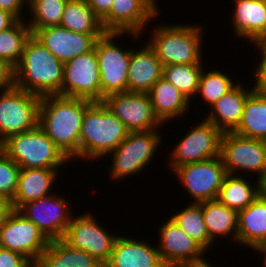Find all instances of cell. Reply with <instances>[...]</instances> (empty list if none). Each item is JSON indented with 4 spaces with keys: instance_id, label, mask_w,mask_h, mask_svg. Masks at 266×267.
<instances>
[{
    "instance_id": "50",
    "label": "cell",
    "mask_w": 266,
    "mask_h": 267,
    "mask_svg": "<svg viewBox=\"0 0 266 267\" xmlns=\"http://www.w3.org/2000/svg\"><path fill=\"white\" fill-rule=\"evenodd\" d=\"M31 267H40L37 263L33 264Z\"/></svg>"
},
{
    "instance_id": "2",
    "label": "cell",
    "mask_w": 266,
    "mask_h": 267,
    "mask_svg": "<svg viewBox=\"0 0 266 267\" xmlns=\"http://www.w3.org/2000/svg\"><path fill=\"white\" fill-rule=\"evenodd\" d=\"M64 63L32 35L26 42L20 61L14 67L15 86L39 96L59 95Z\"/></svg>"
},
{
    "instance_id": "49",
    "label": "cell",
    "mask_w": 266,
    "mask_h": 267,
    "mask_svg": "<svg viewBox=\"0 0 266 267\" xmlns=\"http://www.w3.org/2000/svg\"><path fill=\"white\" fill-rule=\"evenodd\" d=\"M260 44L266 48V36L263 38V40L260 42Z\"/></svg>"
},
{
    "instance_id": "29",
    "label": "cell",
    "mask_w": 266,
    "mask_h": 267,
    "mask_svg": "<svg viewBox=\"0 0 266 267\" xmlns=\"http://www.w3.org/2000/svg\"><path fill=\"white\" fill-rule=\"evenodd\" d=\"M202 213L212 242L218 236L227 237L231 234L233 240L237 242V211L228 208L218 199H215L202 202Z\"/></svg>"
},
{
    "instance_id": "19",
    "label": "cell",
    "mask_w": 266,
    "mask_h": 267,
    "mask_svg": "<svg viewBox=\"0 0 266 267\" xmlns=\"http://www.w3.org/2000/svg\"><path fill=\"white\" fill-rule=\"evenodd\" d=\"M32 35L55 57L65 63L91 51L96 40L103 34L76 33L61 26H50L39 28Z\"/></svg>"
},
{
    "instance_id": "5",
    "label": "cell",
    "mask_w": 266,
    "mask_h": 267,
    "mask_svg": "<svg viewBox=\"0 0 266 267\" xmlns=\"http://www.w3.org/2000/svg\"><path fill=\"white\" fill-rule=\"evenodd\" d=\"M156 27L148 45L154 50L163 66L173 64H201V28L195 25Z\"/></svg>"
},
{
    "instance_id": "14",
    "label": "cell",
    "mask_w": 266,
    "mask_h": 267,
    "mask_svg": "<svg viewBox=\"0 0 266 267\" xmlns=\"http://www.w3.org/2000/svg\"><path fill=\"white\" fill-rule=\"evenodd\" d=\"M222 132L205 118L180 140L171 152L172 171L184 164L220 156Z\"/></svg>"
},
{
    "instance_id": "25",
    "label": "cell",
    "mask_w": 266,
    "mask_h": 267,
    "mask_svg": "<svg viewBox=\"0 0 266 267\" xmlns=\"http://www.w3.org/2000/svg\"><path fill=\"white\" fill-rule=\"evenodd\" d=\"M148 95L154 114L162 124L185 115L191 103L163 76L151 87Z\"/></svg>"
},
{
    "instance_id": "17",
    "label": "cell",
    "mask_w": 266,
    "mask_h": 267,
    "mask_svg": "<svg viewBox=\"0 0 266 267\" xmlns=\"http://www.w3.org/2000/svg\"><path fill=\"white\" fill-rule=\"evenodd\" d=\"M155 0H113L110 13L101 21L105 32L139 37L147 22L159 16ZM157 15V16H156Z\"/></svg>"
},
{
    "instance_id": "37",
    "label": "cell",
    "mask_w": 266,
    "mask_h": 267,
    "mask_svg": "<svg viewBox=\"0 0 266 267\" xmlns=\"http://www.w3.org/2000/svg\"><path fill=\"white\" fill-rule=\"evenodd\" d=\"M20 166L0 148V197L11 200L17 190Z\"/></svg>"
},
{
    "instance_id": "21",
    "label": "cell",
    "mask_w": 266,
    "mask_h": 267,
    "mask_svg": "<svg viewBox=\"0 0 266 267\" xmlns=\"http://www.w3.org/2000/svg\"><path fill=\"white\" fill-rule=\"evenodd\" d=\"M141 48L131 53L127 76L128 92L148 93L163 76V64L154 50L148 44Z\"/></svg>"
},
{
    "instance_id": "44",
    "label": "cell",
    "mask_w": 266,
    "mask_h": 267,
    "mask_svg": "<svg viewBox=\"0 0 266 267\" xmlns=\"http://www.w3.org/2000/svg\"><path fill=\"white\" fill-rule=\"evenodd\" d=\"M12 210L13 208L11 202L0 197V227L3 225Z\"/></svg>"
},
{
    "instance_id": "42",
    "label": "cell",
    "mask_w": 266,
    "mask_h": 267,
    "mask_svg": "<svg viewBox=\"0 0 266 267\" xmlns=\"http://www.w3.org/2000/svg\"><path fill=\"white\" fill-rule=\"evenodd\" d=\"M27 2L28 0H0V9L10 12L18 20H23L21 10L24 5L28 6Z\"/></svg>"
},
{
    "instance_id": "31",
    "label": "cell",
    "mask_w": 266,
    "mask_h": 267,
    "mask_svg": "<svg viewBox=\"0 0 266 267\" xmlns=\"http://www.w3.org/2000/svg\"><path fill=\"white\" fill-rule=\"evenodd\" d=\"M246 177L227 174L220 188L218 200L228 208L237 212L244 210L259 195L257 185H251Z\"/></svg>"
},
{
    "instance_id": "15",
    "label": "cell",
    "mask_w": 266,
    "mask_h": 267,
    "mask_svg": "<svg viewBox=\"0 0 266 267\" xmlns=\"http://www.w3.org/2000/svg\"><path fill=\"white\" fill-rule=\"evenodd\" d=\"M66 202L51 194L24 203L17 211L33 222L49 241L59 240L64 238L73 214Z\"/></svg>"
},
{
    "instance_id": "9",
    "label": "cell",
    "mask_w": 266,
    "mask_h": 267,
    "mask_svg": "<svg viewBox=\"0 0 266 267\" xmlns=\"http://www.w3.org/2000/svg\"><path fill=\"white\" fill-rule=\"evenodd\" d=\"M220 156L227 174L237 175L239 170L256 172L258 175L256 182H258L266 172V141L264 140L225 132L221 137Z\"/></svg>"
},
{
    "instance_id": "40",
    "label": "cell",
    "mask_w": 266,
    "mask_h": 267,
    "mask_svg": "<svg viewBox=\"0 0 266 267\" xmlns=\"http://www.w3.org/2000/svg\"><path fill=\"white\" fill-rule=\"evenodd\" d=\"M13 86H15L14 67L0 58V92L9 90Z\"/></svg>"
},
{
    "instance_id": "35",
    "label": "cell",
    "mask_w": 266,
    "mask_h": 267,
    "mask_svg": "<svg viewBox=\"0 0 266 267\" xmlns=\"http://www.w3.org/2000/svg\"><path fill=\"white\" fill-rule=\"evenodd\" d=\"M68 0H28L27 5L33 18L28 26L33 33L39 28L60 26L65 5Z\"/></svg>"
},
{
    "instance_id": "18",
    "label": "cell",
    "mask_w": 266,
    "mask_h": 267,
    "mask_svg": "<svg viewBox=\"0 0 266 267\" xmlns=\"http://www.w3.org/2000/svg\"><path fill=\"white\" fill-rule=\"evenodd\" d=\"M157 247L166 266L197 265L206 262V250L187 235L171 218L159 229Z\"/></svg>"
},
{
    "instance_id": "11",
    "label": "cell",
    "mask_w": 266,
    "mask_h": 267,
    "mask_svg": "<svg viewBox=\"0 0 266 267\" xmlns=\"http://www.w3.org/2000/svg\"><path fill=\"white\" fill-rule=\"evenodd\" d=\"M173 171L194 198L193 203L217 199L227 175L221 156L184 164Z\"/></svg>"
},
{
    "instance_id": "47",
    "label": "cell",
    "mask_w": 266,
    "mask_h": 267,
    "mask_svg": "<svg viewBox=\"0 0 266 267\" xmlns=\"http://www.w3.org/2000/svg\"><path fill=\"white\" fill-rule=\"evenodd\" d=\"M166 267H199V264H197V265H181V266H166Z\"/></svg>"
},
{
    "instance_id": "8",
    "label": "cell",
    "mask_w": 266,
    "mask_h": 267,
    "mask_svg": "<svg viewBox=\"0 0 266 267\" xmlns=\"http://www.w3.org/2000/svg\"><path fill=\"white\" fill-rule=\"evenodd\" d=\"M41 96L16 86L0 92V144L9 136L38 125Z\"/></svg>"
},
{
    "instance_id": "39",
    "label": "cell",
    "mask_w": 266,
    "mask_h": 267,
    "mask_svg": "<svg viewBox=\"0 0 266 267\" xmlns=\"http://www.w3.org/2000/svg\"><path fill=\"white\" fill-rule=\"evenodd\" d=\"M256 47L258 46L261 52V61L257 64L255 69V80L256 83L254 84L253 89L266 94V48L263 47L260 43H254Z\"/></svg>"
},
{
    "instance_id": "10",
    "label": "cell",
    "mask_w": 266,
    "mask_h": 267,
    "mask_svg": "<svg viewBox=\"0 0 266 267\" xmlns=\"http://www.w3.org/2000/svg\"><path fill=\"white\" fill-rule=\"evenodd\" d=\"M60 96L101 102V83L95 47L64 63Z\"/></svg>"
},
{
    "instance_id": "3",
    "label": "cell",
    "mask_w": 266,
    "mask_h": 267,
    "mask_svg": "<svg viewBox=\"0 0 266 267\" xmlns=\"http://www.w3.org/2000/svg\"><path fill=\"white\" fill-rule=\"evenodd\" d=\"M125 124L102 102H93L85 111L80 131V158L106 157L128 136Z\"/></svg>"
},
{
    "instance_id": "33",
    "label": "cell",
    "mask_w": 266,
    "mask_h": 267,
    "mask_svg": "<svg viewBox=\"0 0 266 267\" xmlns=\"http://www.w3.org/2000/svg\"><path fill=\"white\" fill-rule=\"evenodd\" d=\"M31 36V29L23 20H18L9 29L0 31V58L15 67L20 61L27 40Z\"/></svg>"
},
{
    "instance_id": "43",
    "label": "cell",
    "mask_w": 266,
    "mask_h": 267,
    "mask_svg": "<svg viewBox=\"0 0 266 267\" xmlns=\"http://www.w3.org/2000/svg\"><path fill=\"white\" fill-rule=\"evenodd\" d=\"M18 19L8 11L0 9V31L12 27Z\"/></svg>"
},
{
    "instance_id": "38",
    "label": "cell",
    "mask_w": 266,
    "mask_h": 267,
    "mask_svg": "<svg viewBox=\"0 0 266 267\" xmlns=\"http://www.w3.org/2000/svg\"><path fill=\"white\" fill-rule=\"evenodd\" d=\"M32 265L23 255L0 247V267H31Z\"/></svg>"
},
{
    "instance_id": "28",
    "label": "cell",
    "mask_w": 266,
    "mask_h": 267,
    "mask_svg": "<svg viewBox=\"0 0 266 267\" xmlns=\"http://www.w3.org/2000/svg\"><path fill=\"white\" fill-rule=\"evenodd\" d=\"M234 133L266 141V94L253 90L247 97L241 121Z\"/></svg>"
},
{
    "instance_id": "45",
    "label": "cell",
    "mask_w": 266,
    "mask_h": 267,
    "mask_svg": "<svg viewBox=\"0 0 266 267\" xmlns=\"http://www.w3.org/2000/svg\"><path fill=\"white\" fill-rule=\"evenodd\" d=\"M259 196L266 199V172L258 179Z\"/></svg>"
},
{
    "instance_id": "12",
    "label": "cell",
    "mask_w": 266,
    "mask_h": 267,
    "mask_svg": "<svg viewBox=\"0 0 266 267\" xmlns=\"http://www.w3.org/2000/svg\"><path fill=\"white\" fill-rule=\"evenodd\" d=\"M49 242L33 222L15 209L0 227V247L23 255L32 264L38 263Z\"/></svg>"
},
{
    "instance_id": "7",
    "label": "cell",
    "mask_w": 266,
    "mask_h": 267,
    "mask_svg": "<svg viewBox=\"0 0 266 267\" xmlns=\"http://www.w3.org/2000/svg\"><path fill=\"white\" fill-rule=\"evenodd\" d=\"M124 33L105 32L94 45L101 83V102L111 94L127 92L128 68L133 49L122 50L113 39ZM121 35V36H119Z\"/></svg>"
},
{
    "instance_id": "6",
    "label": "cell",
    "mask_w": 266,
    "mask_h": 267,
    "mask_svg": "<svg viewBox=\"0 0 266 267\" xmlns=\"http://www.w3.org/2000/svg\"><path fill=\"white\" fill-rule=\"evenodd\" d=\"M159 134L158 129L129 132L124 141L108 154L113 160L109 173L111 178L115 181L125 179L145 169L152 161L158 145L163 142Z\"/></svg>"
},
{
    "instance_id": "4",
    "label": "cell",
    "mask_w": 266,
    "mask_h": 267,
    "mask_svg": "<svg viewBox=\"0 0 266 267\" xmlns=\"http://www.w3.org/2000/svg\"><path fill=\"white\" fill-rule=\"evenodd\" d=\"M0 148L20 168H56L70 159L37 125L32 130L9 136Z\"/></svg>"
},
{
    "instance_id": "36",
    "label": "cell",
    "mask_w": 266,
    "mask_h": 267,
    "mask_svg": "<svg viewBox=\"0 0 266 267\" xmlns=\"http://www.w3.org/2000/svg\"><path fill=\"white\" fill-rule=\"evenodd\" d=\"M235 84L230 76L221 73L219 70L209 71L206 73L202 70L197 94H201L209 106L212 107L225 94L231 91Z\"/></svg>"
},
{
    "instance_id": "46",
    "label": "cell",
    "mask_w": 266,
    "mask_h": 267,
    "mask_svg": "<svg viewBox=\"0 0 266 267\" xmlns=\"http://www.w3.org/2000/svg\"><path fill=\"white\" fill-rule=\"evenodd\" d=\"M255 251H258V253L260 252L264 256L263 263H264V266L266 267V243L258 245L255 248Z\"/></svg>"
},
{
    "instance_id": "13",
    "label": "cell",
    "mask_w": 266,
    "mask_h": 267,
    "mask_svg": "<svg viewBox=\"0 0 266 267\" xmlns=\"http://www.w3.org/2000/svg\"><path fill=\"white\" fill-rule=\"evenodd\" d=\"M89 212L72 217L63 240L72 248L81 249L105 265L111 257L119 235H112Z\"/></svg>"
},
{
    "instance_id": "27",
    "label": "cell",
    "mask_w": 266,
    "mask_h": 267,
    "mask_svg": "<svg viewBox=\"0 0 266 267\" xmlns=\"http://www.w3.org/2000/svg\"><path fill=\"white\" fill-rule=\"evenodd\" d=\"M37 264L40 267H104L95 257L72 248L63 239L51 240Z\"/></svg>"
},
{
    "instance_id": "32",
    "label": "cell",
    "mask_w": 266,
    "mask_h": 267,
    "mask_svg": "<svg viewBox=\"0 0 266 267\" xmlns=\"http://www.w3.org/2000/svg\"><path fill=\"white\" fill-rule=\"evenodd\" d=\"M187 235L198 242L206 251L214 242L211 241L204 222L202 202L190 203L170 217Z\"/></svg>"
},
{
    "instance_id": "41",
    "label": "cell",
    "mask_w": 266,
    "mask_h": 267,
    "mask_svg": "<svg viewBox=\"0 0 266 267\" xmlns=\"http://www.w3.org/2000/svg\"><path fill=\"white\" fill-rule=\"evenodd\" d=\"M86 2L102 21L110 13L113 0H86Z\"/></svg>"
},
{
    "instance_id": "22",
    "label": "cell",
    "mask_w": 266,
    "mask_h": 267,
    "mask_svg": "<svg viewBox=\"0 0 266 267\" xmlns=\"http://www.w3.org/2000/svg\"><path fill=\"white\" fill-rule=\"evenodd\" d=\"M232 14L233 30L239 38L260 43L266 36V2L264 0H235Z\"/></svg>"
},
{
    "instance_id": "30",
    "label": "cell",
    "mask_w": 266,
    "mask_h": 267,
    "mask_svg": "<svg viewBox=\"0 0 266 267\" xmlns=\"http://www.w3.org/2000/svg\"><path fill=\"white\" fill-rule=\"evenodd\" d=\"M60 26L76 33L104 34L101 20L88 6L86 0H68Z\"/></svg>"
},
{
    "instance_id": "16",
    "label": "cell",
    "mask_w": 266,
    "mask_h": 267,
    "mask_svg": "<svg viewBox=\"0 0 266 267\" xmlns=\"http://www.w3.org/2000/svg\"><path fill=\"white\" fill-rule=\"evenodd\" d=\"M102 103L125 124L129 132L161 128L162 123L154 114L148 93H115L106 96Z\"/></svg>"
},
{
    "instance_id": "1",
    "label": "cell",
    "mask_w": 266,
    "mask_h": 267,
    "mask_svg": "<svg viewBox=\"0 0 266 267\" xmlns=\"http://www.w3.org/2000/svg\"><path fill=\"white\" fill-rule=\"evenodd\" d=\"M93 101L59 95L42 96L38 126L72 161L80 159V131L86 109Z\"/></svg>"
},
{
    "instance_id": "34",
    "label": "cell",
    "mask_w": 266,
    "mask_h": 267,
    "mask_svg": "<svg viewBox=\"0 0 266 267\" xmlns=\"http://www.w3.org/2000/svg\"><path fill=\"white\" fill-rule=\"evenodd\" d=\"M202 64H173L163 66V77L190 101L197 96Z\"/></svg>"
},
{
    "instance_id": "26",
    "label": "cell",
    "mask_w": 266,
    "mask_h": 267,
    "mask_svg": "<svg viewBox=\"0 0 266 267\" xmlns=\"http://www.w3.org/2000/svg\"><path fill=\"white\" fill-rule=\"evenodd\" d=\"M237 242L255 249L266 243V199L257 198L238 212Z\"/></svg>"
},
{
    "instance_id": "23",
    "label": "cell",
    "mask_w": 266,
    "mask_h": 267,
    "mask_svg": "<svg viewBox=\"0 0 266 267\" xmlns=\"http://www.w3.org/2000/svg\"><path fill=\"white\" fill-rule=\"evenodd\" d=\"M253 90V87L251 90H245L238 82L231 91L211 107L212 109L205 119L222 133L233 132L241 121L246 99Z\"/></svg>"
},
{
    "instance_id": "24",
    "label": "cell",
    "mask_w": 266,
    "mask_h": 267,
    "mask_svg": "<svg viewBox=\"0 0 266 267\" xmlns=\"http://www.w3.org/2000/svg\"><path fill=\"white\" fill-rule=\"evenodd\" d=\"M57 171L56 168H21L12 208L17 210L24 203L51 195Z\"/></svg>"
},
{
    "instance_id": "20",
    "label": "cell",
    "mask_w": 266,
    "mask_h": 267,
    "mask_svg": "<svg viewBox=\"0 0 266 267\" xmlns=\"http://www.w3.org/2000/svg\"><path fill=\"white\" fill-rule=\"evenodd\" d=\"M104 267H166L157 248L143 240L118 236Z\"/></svg>"
},
{
    "instance_id": "48",
    "label": "cell",
    "mask_w": 266,
    "mask_h": 267,
    "mask_svg": "<svg viewBox=\"0 0 266 267\" xmlns=\"http://www.w3.org/2000/svg\"><path fill=\"white\" fill-rule=\"evenodd\" d=\"M199 267H212L210 263L207 262H204V263H201L199 264Z\"/></svg>"
}]
</instances>
